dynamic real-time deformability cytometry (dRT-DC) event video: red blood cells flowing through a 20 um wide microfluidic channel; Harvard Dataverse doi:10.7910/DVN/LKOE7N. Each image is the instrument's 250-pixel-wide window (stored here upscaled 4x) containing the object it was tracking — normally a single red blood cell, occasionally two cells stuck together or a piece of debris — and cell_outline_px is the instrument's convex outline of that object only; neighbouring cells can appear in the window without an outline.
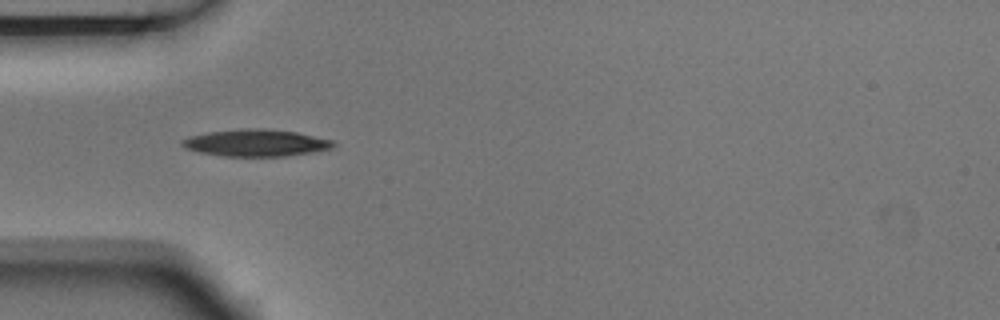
{"species": "Egyptian fruit bat (a non-hibernating species)", "species_latin": "Rousettus aegyptiacus", "temperature_condition": "room temperature", "stored_images_in_passage": 6, "camera_frame_rate_fps": 3000, "um_per_image_px": 0.085, "animal": {"sex": "male"}, "frame": {"image": 1, "passage_image": 5, "time_ms": 1.333, "image_size_px": [1000, 320], "cell_outline_px": [[336, 144], [332, 148], [312, 152], [284, 156], [220, 156], [200, 152], [184, 148], [180, 144], [180, 140], [192, 136], [208, 132], [248, 128], [264, 128], [296, 132], [332, 140]], "centroid_in_image_um": [21.73, 12.14], "position_along_channel_um": 63.3, "area_um2": 23.64}}
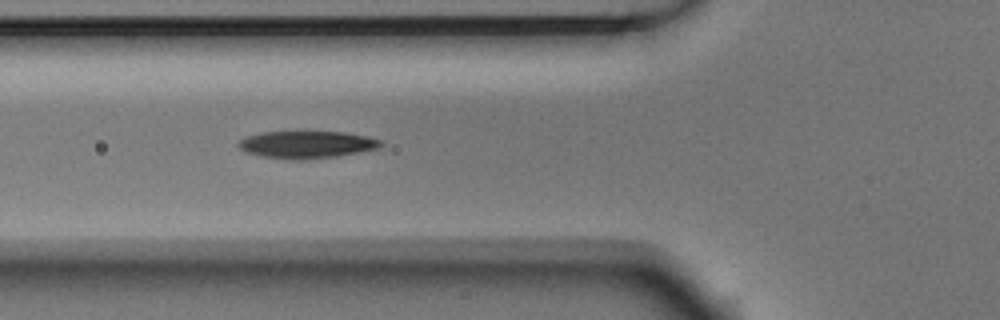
{"frame": {"image": 2, "passage_image": 6, "time_ms": 1.667, "image_size_px": [1000, 320], "cell_outline_px": [[384, 144], [380, 148], [360, 152], [336, 156], [304, 160], [288, 160], [260, 156], [244, 152], [236, 144], [244, 136], [260, 132], [344, 132], [368, 136], [384, 140]], "centroid_in_image_um": [26.07, 12.29], "position_along_channel_um": 99.7, "area_um2": 23.06}}